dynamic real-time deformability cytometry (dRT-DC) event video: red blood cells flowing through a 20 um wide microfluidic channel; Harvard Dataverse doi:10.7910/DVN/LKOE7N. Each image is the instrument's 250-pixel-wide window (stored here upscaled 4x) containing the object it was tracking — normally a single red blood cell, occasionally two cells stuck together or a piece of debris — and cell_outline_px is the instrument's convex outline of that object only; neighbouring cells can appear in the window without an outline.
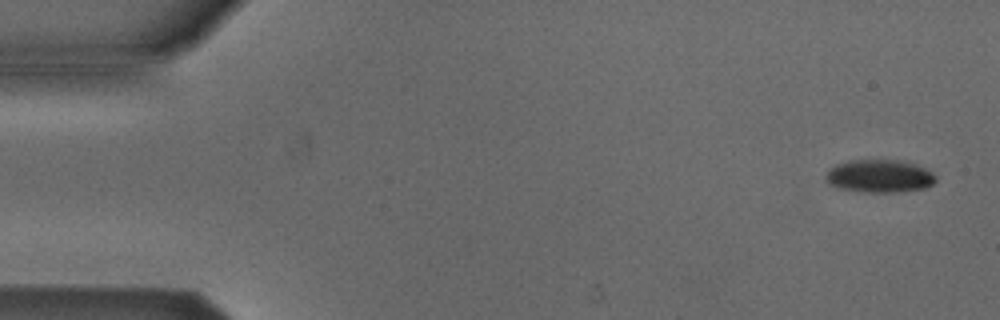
{"species": "Egyptian fruit bat (a non-hibernating species)", "species_latin": "Rousettus aegyptiacus", "temperature_condition": "cold", "stored_images_in_passage": 6, "camera_frame_rate_fps": 3000, "um_per_image_px": 0.085, "animal": {"sex": "male"}, "frame": {"image": 1, "passage_image": 1, "time_ms": 0.0, "image_size_px": [1000, 320], "cell_outline_px": [[936, 180], [932, 184], [924, 188], [892, 192], [868, 192], [840, 188], [828, 184], [824, 180], [824, 176], [828, 168], [836, 164], [848, 160], [904, 160], [916, 164], [932, 172], [936, 176]], "centroid_in_image_um": [74.71, 14.95], "position_along_channel_um": 10.3, "area_um2": 21.21}}
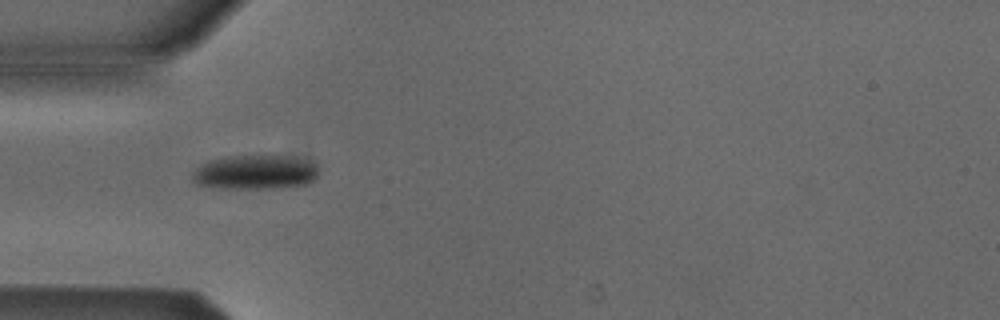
{"frame": {"image": 2, "passage_image": 5, "time_ms": 1.333, "image_size_px": [1000, 320], "cell_outline_px": [[316, 176], [308, 184], [280, 188], [220, 188], [196, 184], [192, 180], [192, 172], [196, 168], [208, 160], [236, 156], [280, 156], [312, 160], [316, 164]], "centroid_in_image_um": [21.68, 14.65], "position_along_channel_um": 63.3, "area_um2": 25.14}}
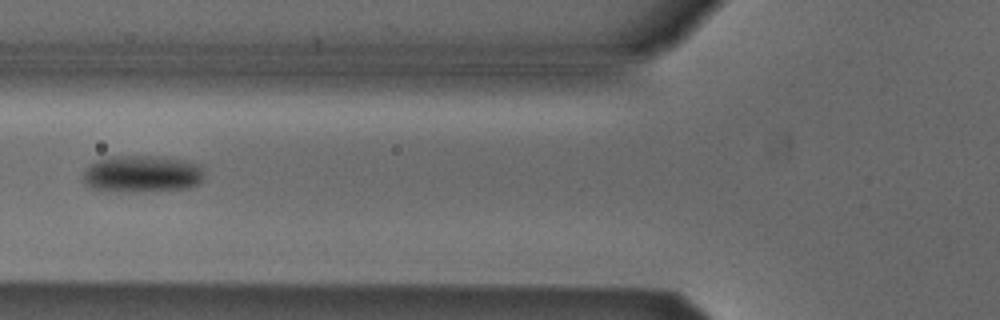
{"frame": {"image": 3, "passage_image": 6, "time_ms": 1.667, "image_size_px": [1000, 320], "cell_outline_px": [[204, 180], [200, 184], [188, 188], [96, 188], [88, 184], [84, 180], [84, 172], [96, 160], [112, 156], [148, 156], [180, 160], [204, 164]], "centroid_in_image_um": [12.21, 14.7], "position_along_channel_um": 113.6, "area_um2": 24.51}}